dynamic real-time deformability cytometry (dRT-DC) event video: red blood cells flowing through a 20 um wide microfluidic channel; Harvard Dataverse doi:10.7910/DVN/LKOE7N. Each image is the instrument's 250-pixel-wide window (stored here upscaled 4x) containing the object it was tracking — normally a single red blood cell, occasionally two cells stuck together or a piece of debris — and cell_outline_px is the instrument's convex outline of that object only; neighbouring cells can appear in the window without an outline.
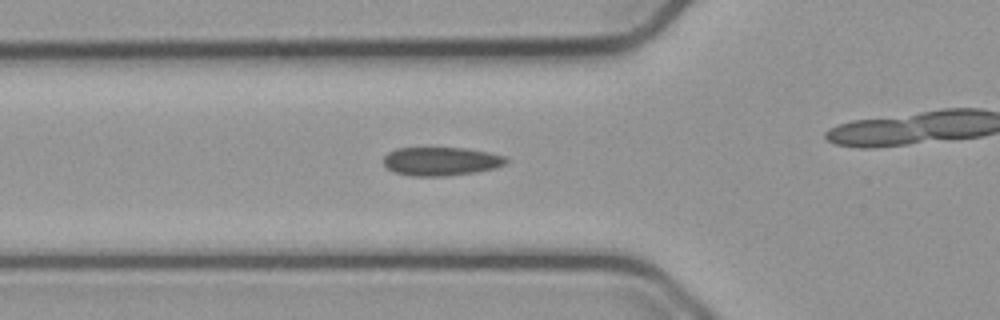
{"species": "common noctule bat (a hibernating species)", "species_latin": "Nyctalus noctula", "temperature_condition": "cold", "stored_images_in_passage": 26, "camera_frame_rate_fps": 3000, "um_per_image_px": 0.085, "animal": {"sex": "male", "body_mass_g": 23.1, "forearm_length_mm": 52.7}, "frame": {"image": 1, "passage_image": 2, "time_ms": 0.333, "image_size_px": [1000, 320], "cell_outline_px": [[508, 160], [504, 164], [492, 168], [476, 172], [444, 176], [412, 176], [392, 172], [384, 164], [384, 156], [388, 152], [396, 148], [464, 148], [488, 152], [504, 156]], "centroid_in_image_um": [37.44, 13.71], "position_along_channel_um": 88.4, "area_um2": 20.29}}
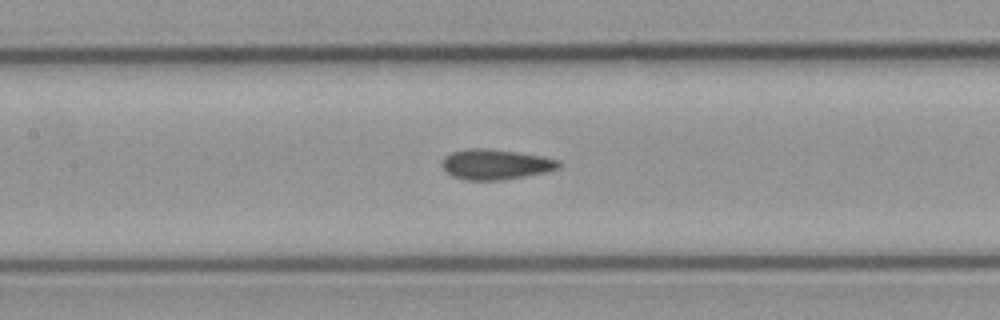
{"frame": {"image": 2, "passage_image": 8, "time_ms": 2.333, "image_size_px": [1000, 320], "cell_outline_px": [[560, 164], [556, 168], [548, 172], [500, 180], [464, 180], [452, 176], [444, 168], [444, 156], [452, 152], [472, 148], [484, 148], [516, 152], [540, 156], [560, 160]], "centroid_in_image_um": [42.13, 13.97], "position_along_channel_um": 165.3, "area_um2": 20.23}}
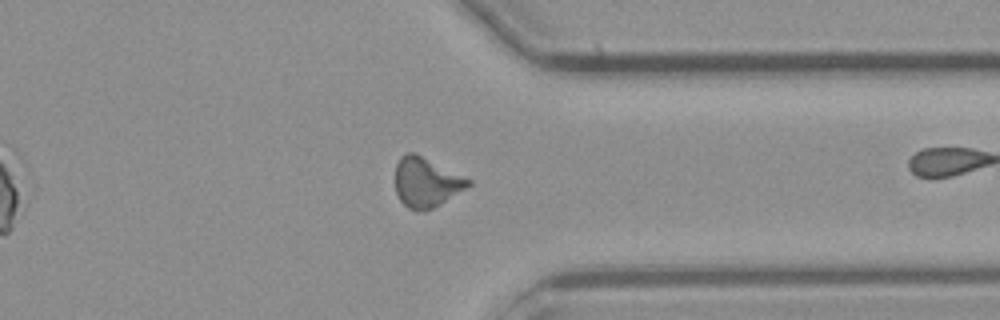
{"frame": {"image": 3, "passage_image": 25, "time_ms": 8.0, "image_size_px": [1000, 320], "cell_outline_px": [[472, 184], [440, 204], [424, 212], [408, 208], [400, 200], [396, 192], [396, 164], [400, 156], [408, 152], [416, 152], [472, 180]], "centroid_in_image_um": [36.22, 15.48], "position_along_channel_um": 375.2, "area_um2": 21.15}}